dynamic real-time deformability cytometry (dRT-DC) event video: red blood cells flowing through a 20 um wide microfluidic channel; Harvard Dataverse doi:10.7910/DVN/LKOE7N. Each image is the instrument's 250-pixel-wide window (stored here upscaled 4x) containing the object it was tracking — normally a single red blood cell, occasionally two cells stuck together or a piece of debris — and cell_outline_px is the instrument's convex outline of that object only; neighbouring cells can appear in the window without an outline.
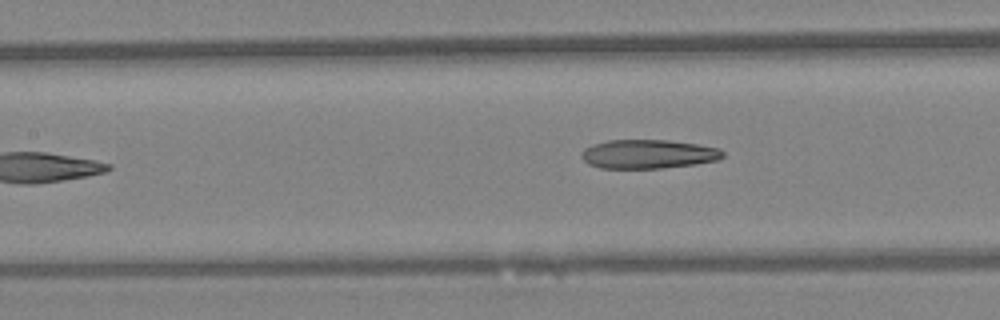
{"species": "Egyptian fruit bat (a non-hibernating species)", "species_latin": "Rousettus aegyptiacus", "temperature_condition": "warm", "stored_images_in_passage": 7, "camera_frame_rate_fps": 3000, "um_per_image_px": 0.085, "animal": {"sex": "female"}, "frame": {"image": 1, "passage_image": 7, "time_ms": 2.0, "image_size_px": [1000, 320], "cell_outline_px": [[724, 156], [720, 160], [696, 164], [660, 168], [600, 168], [588, 164], [580, 156], [580, 152], [584, 148], [592, 144], [608, 140], [668, 140], [696, 144], [720, 148], [724, 152]], "centroid_in_image_um": [55.09, 13.09], "position_along_channel_um": 152.3, "area_um2": 24.04}}